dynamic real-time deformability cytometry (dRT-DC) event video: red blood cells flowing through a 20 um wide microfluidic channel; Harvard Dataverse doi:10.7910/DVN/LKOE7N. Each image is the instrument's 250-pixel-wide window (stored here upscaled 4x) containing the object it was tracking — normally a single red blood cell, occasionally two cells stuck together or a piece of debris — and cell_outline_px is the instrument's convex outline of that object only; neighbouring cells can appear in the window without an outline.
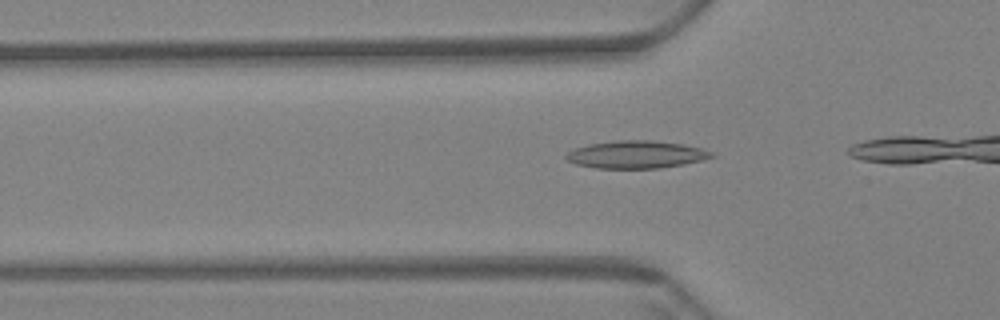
{"species": "Egyptian fruit bat (a non-hibernating species)", "species_latin": "Rousettus aegyptiacus", "temperature_condition": "warm", "stored_images_in_passage": 8, "camera_frame_rate_fps": 3000, "um_per_image_px": 0.085, "animal": {"sex": "female"}, "frame": {"image": 1, "passage_image": 5, "time_ms": 1.333, "image_size_px": [1000, 320], "cell_outline_px": [[716, 156], [704, 160], [684, 164], [660, 168], [596, 168], [576, 164], [568, 160], [564, 156], [572, 148], [588, 144], [616, 140], [652, 140], [684, 144], [716, 152]], "centroid_in_image_um": [54.11, 13.13], "position_along_channel_um": 71.7, "area_um2": 23.64}}